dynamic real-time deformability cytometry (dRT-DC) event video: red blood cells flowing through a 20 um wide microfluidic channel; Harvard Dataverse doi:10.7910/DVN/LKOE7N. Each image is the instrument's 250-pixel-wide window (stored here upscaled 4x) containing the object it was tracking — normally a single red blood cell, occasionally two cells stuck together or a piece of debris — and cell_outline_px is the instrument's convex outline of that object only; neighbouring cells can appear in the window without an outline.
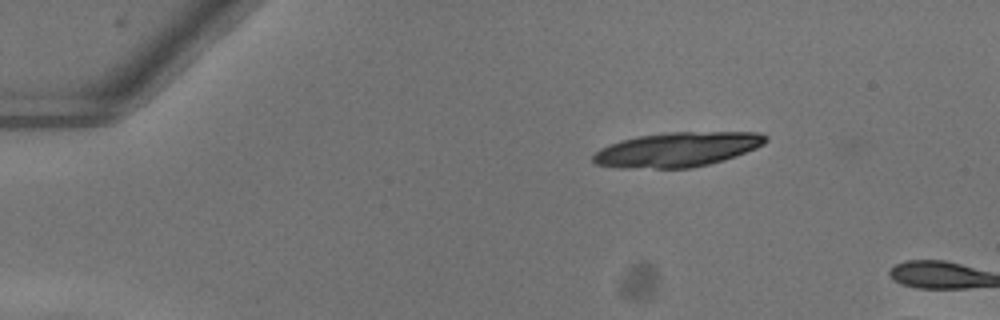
{"species": "common noctule bat (a hibernating species)", "species_latin": "Nyctalus noctula", "temperature_condition": "warm", "stored_images_in_passage": 3, "camera_frame_rate_fps": 3000, "um_per_image_px": 0.085, "animal": {"sex": "female"}, "frame": {"image": 1, "passage_image": 1, "time_ms": 0.0, "image_size_px": [1000, 320], "cell_outline_px": [[768, 140], [764, 144], [756, 148], [736, 156], [724, 160], [692, 168], [620, 168], [596, 164], [592, 160], [592, 156], [600, 148], [608, 144], [620, 140], [636, 136], [668, 132], [760, 132], [768, 136]], "centroid_in_image_um": [57.57, 12.7], "position_along_channel_um": 27.4, "area_um2": 35.03}}